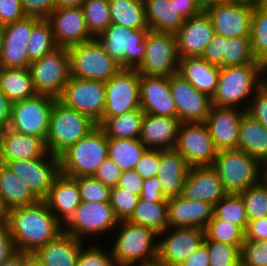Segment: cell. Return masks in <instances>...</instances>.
Listing matches in <instances>:
<instances>
[{"label":"cell","mask_w":267,"mask_h":266,"mask_svg":"<svg viewBox=\"0 0 267 266\" xmlns=\"http://www.w3.org/2000/svg\"><path fill=\"white\" fill-rule=\"evenodd\" d=\"M227 193L213 166L190 167L184 181L181 196L211 205L217 204Z\"/></svg>","instance_id":"cell-24"},{"label":"cell","mask_w":267,"mask_h":266,"mask_svg":"<svg viewBox=\"0 0 267 266\" xmlns=\"http://www.w3.org/2000/svg\"><path fill=\"white\" fill-rule=\"evenodd\" d=\"M10 209L6 206L3 197L0 195V227L8 224Z\"/></svg>","instance_id":"cell-68"},{"label":"cell","mask_w":267,"mask_h":266,"mask_svg":"<svg viewBox=\"0 0 267 266\" xmlns=\"http://www.w3.org/2000/svg\"><path fill=\"white\" fill-rule=\"evenodd\" d=\"M8 229L17 252L34 254L62 233V223L45 201L10 209Z\"/></svg>","instance_id":"cell-1"},{"label":"cell","mask_w":267,"mask_h":266,"mask_svg":"<svg viewBox=\"0 0 267 266\" xmlns=\"http://www.w3.org/2000/svg\"><path fill=\"white\" fill-rule=\"evenodd\" d=\"M181 121L177 118L145 113L140 140L148 149H174Z\"/></svg>","instance_id":"cell-28"},{"label":"cell","mask_w":267,"mask_h":266,"mask_svg":"<svg viewBox=\"0 0 267 266\" xmlns=\"http://www.w3.org/2000/svg\"><path fill=\"white\" fill-rule=\"evenodd\" d=\"M30 72L37 94L58 99L70 76V57L68 48L57 47L30 64Z\"/></svg>","instance_id":"cell-10"},{"label":"cell","mask_w":267,"mask_h":266,"mask_svg":"<svg viewBox=\"0 0 267 266\" xmlns=\"http://www.w3.org/2000/svg\"><path fill=\"white\" fill-rule=\"evenodd\" d=\"M160 167V149H147L138 160L135 170L143 178L155 177Z\"/></svg>","instance_id":"cell-53"},{"label":"cell","mask_w":267,"mask_h":266,"mask_svg":"<svg viewBox=\"0 0 267 266\" xmlns=\"http://www.w3.org/2000/svg\"><path fill=\"white\" fill-rule=\"evenodd\" d=\"M0 90L12 103L37 95L29 68L0 67Z\"/></svg>","instance_id":"cell-36"},{"label":"cell","mask_w":267,"mask_h":266,"mask_svg":"<svg viewBox=\"0 0 267 266\" xmlns=\"http://www.w3.org/2000/svg\"><path fill=\"white\" fill-rule=\"evenodd\" d=\"M149 30L176 33L184 24L176 0H144Z\"/></svg>","instance_id":"cell-33"},{"label":"cell","mask_w":267,"mask_h":266,"mask_svg":"<svg viewBox=\"0 0 267 266\" xmlns=\"http://www.w3.org/2000/svg\"><path fill=\"white\" fill-rule=\"evenodd\" d=\"M115 229L117 234L110 249L116 266H132L157 260L159 236L153 229L128 220L119 221Z\"/></svg>","instance_id":"cell-3"},{"label":"cell","mask_w":267,"mask_h":266,"mask_svg":"<svg viewBox=\"0 0 267 266\" xmlns=\"http://www.w3.org/2000/svg\"><path fill=\"white\" fill-rule=\"evenodd\" d=\"M17 253L7 225L0 227V265Z\"/></svg>","instance_id":"cell-62"},{"label":"cell","mask_w":267,"mask_h":266,"mask_svg":"<svg viewBox=\"0 0 267 266\" xmlns=\"http://www.w3.org/2000/svg\"><path fill=\"white\" fill-rule=\"evenodd\" d=\"M149 29H129L111 23L96 39L122 68H137L145 56Z\"/></svg>","instance_id":"cell-9"},{"label":"cell","mask_w":267,"mask_h":266,"mask_svg":"<svg viewBox=\"0 0 267 266\" xmlns=\"http://www.w3.org/2000/svg\"><path fill=\"white\" fill-rule=\"evenodd\" d=\"M167 207L168 201L148 202L140 198L128 221L151 228L160 234L168 228Z\"/></svg>","instance_id":"cell-40"},{"label":"cell","mask_w":267,"mask_h":266,"mask_svg":"<svg viewBox=\"0 0 267 266\" xmlns=\"http://www.w3.org/2000/svg\"><path fill=\"white\" fill-rule=\"evenodd\" d=\"M253 5L267 7V0H250Z\"/></svg>","instance_id":"cell-73"},{"label":"cell","mask_w":267,"mask_h":266,"mask_svg":"<svg viewBox=\"0 0 267 266\" xmlns=\"http://www.w3.org/2000/svg\"><path fill=\"white\" fill-rule=\"evenodd\" d=\"M0 266H25V253L17 252Z\"/></svg>","instance_id":"cell-66"},{"label":"cell","mask_w":267,"mask_h":266,"mask_svg":"<svg viewBox=\"0 0 267 266\" xmlns=\"http://www.w3.org/2000/svg\"><path fill=\"white\" fill-rule=\"evenodd\" d=\"M213 167L227 194H239L258 184L259 160L238 149L217 151Z\"/></svg>","instance_id":"cell-8"},{"label":"cell","mask_w":267,"mask_h":266,"mask_svg":"<svg viewBox=\"0 0 267 266\" xmlns=\"http://www.w3.org/2000/svg\"><path fill=\"white\" fill-rule=\"evenodd\" d=\"M55 100L54 97L37 94L32 98L12 103L9 128L45 141Z\"/></svg>","instance_id":"cell-13"},{"label":"cell","mask_w":267,"mask_h":266,"mask_svg":"<svg viewBox=\"0 0 267 266\" xmlns=\"http://www.w3.org/2000/svg\"><path fill=\"white\" fill-rule=\"evenodd\" d=\"M22 9L26 16L47 19L56 9L55 0H21Z\"/></svg>","instance_id":"cell-56"},{"label":"cell","mask_w":267,"mask_h":266,"mask_svg":"<svg viewBox=\"0 0 267 266\" xmlns=\"http://www.w3.org/2000/svg\"><path fill=\"white\" fill-rule=\"evenodd\" d=\"M132 266H165L163 263L159 262L158 260L149 262V263H142V264H135Z\"/></svg>","instance_id":"cell-72"},{"label":"cell","mask_w":267,"mask_h":266,"mask_svg":"<svg viewBox=\"0 0 267 266\" xmlns=\"http://www.w3.org/2000/svg\"><path fill=\"white\" fill-rule=\"evenodd\" d=\"M86 242L62 232L39 248L34 255L45 266H76L81 247Z\"/></svg>","instance_id":"cell-31"},{"label":"cell","mask_w":267,"mask_h":266,"mask_svg":"<svg viewBox=\"0 0 267 266\" xmlns=\"http://www.w3.org/2000/svg\"><path fill=\"white\" fill-rule=\"evenodd\" d=\"M213 217V205L187 200L181 195L168 198L167 222L169 228L204 229Z\"/></svg>","instance_id":"cell-26"},{"label":"cell","mask_w":267,"mask_h":266,"mask_svg":"<svg viewBox=\"0 0 267 266\" xmlns=\"http://www.w3.org/2000/svg\"><path fill=\"white\" fill-rule=\"evenodd\" d=\"M169 87L182 123L205 122L212 107L211 98L195 89L179 73L169 76Z\"/></svg>","instance_id":"cell-19"},{"label":"cell","mask_w":267,"mask_h":266,"mask_svg":"<svg viewBox=\"0 0 267 266\" xmlns=\"http://www.w3.org/2000/svg\"><path fill=\"white\" fill-rule=\"evenodd\" d=\"M178 73L199 92L212 98L216 91L220 67L208 63L202 57H183L180 58Z\"/></svg>","instance_id":"cell-32"},{"label":"cell","mask_w":267,"mask_h":266,"mask_svg":"<svg viewBox=\"0 0 267 266\" xmlns=\"http://www.w3.org/2000/svg\"><path fill=\"white\" fill-rule=\"evenodd\" d=\"M225 41L226 37L215 33L201 57L210 64L224 67Z\"/></svg>","instance_id":"cell-55"},{"label":"cell","mask_w":267,"mask_h":266,"mask_svg":"<svg viewBox=\"0 0 267 266\" xmlns=\"http://www.w3.org/2000/svg\"><path fill=\"white\" fill-rule=\"evenodd\" d=\"M139 196L142 200L148 202L168 201V199L162 194V188L157 176L144 179L143 189L141 190Z\"/></svg>","instance_id":"cell-60"},{"label":"cell","mask_w":267,"mask_h":266,"mask_svg":"<svg viewBox=\"0 0 267 266\" xmlns=\"http://www.w3.org/2000/svg\"><path fill=\"white\" fill-rule=\"evenodd\" d=\"M200 6L205 10L208 6L213 4L229 3L236 0H197Z\"/></svg>","instance_id":"cell-71"},{"label":"cell","mask_w":267,"mask_h":266,"mask_svg":"<svg viewBox=\"0 0 267 266\" xmlns=\"http://www.w3.org/2000/svg\"><path fill=\"white\" fill-rule=\"evenodd\" d=\"M258 183L267 188V158L259 161Z\"/></svg>","instance_id":"cell-67"},{"label":"cell","mask_w":267,"mask_h":266,"mask_svg":"<svg viewBox=\"0 0 267 266\" xmlns=\"http://www.w3.org/2000/svg\"><path fill=\"white\" fill-rule=\"evenodd\" d=\"M140 108V74L135 68H121L105 82L102 118L116 117Z\"/></svg>","instance_id":"cell-12"},{"label":"cell","mask_w":267,"mask_h":266,"mask_svg":"<svg viewBox=\"0 0 267 266\" xmlns=\"http://www.w3.org/2000/svg\"><path fill=\"white\" fill-rule=\"evenodd\" d=\"M48 153L42 138L22 134L9 127L0 133V162L30 160Z\"/></svg>","instance_id":"cell-27"},{"label":"cell","mask_w":267,"mask_h":266,"mask_svg":"<svg viewBox=\"0 0 267 266\" xmlns=\"http://www.w3.org/2000/svg\"><path fill=\"white\" fill-rule=\"evenodd\" d=\"M85 0H55L56 9L67 7H80Z\"/></svg>","instance_id":"cell-69"},{"label":"cell","mask_w":267,"mask_h":266,"mask_svg":"<svg viewBox=\"0 0 267 266\" xmlns=\"http://www.w3.org/2000/svg\"><path fill=\"white\" fill-rule=\"evenodd\" d=\"M237 149L259 161L267 158V128L246 112L240 121Z\"/></svg>","instance_id":"cell-34"},{"label":"cell","mask_w":267,"mask_h":266,"mask_svg":"<svg viewBox=\"0 0 267 266\" xmlns=\"http://www.w3.org/2000/svg\"><path fill=\"white\" fill-rule=\"evenodd\" d=\"M174 149L190 167L213 166L217 154L204 122L181 123Z\"/></svg>","instance_id":"cell-15"},{"label":"cell","mask_w":267,"mask_h":266,"mask_svg":"<svg viewBox=\"0 0 267 266\" xmlns=\"http://www.w3.org/2000/svg\"><path fill=\"white\" fill-rule=\"evenodd\" d=\"M122 171L107 157L99 166L93 177L109 187L117 186Z\"/></svg>","instance_id":"cell-57"},{"label":"cell","mask_w":267,"mask_h":266,"mask_svg":"<svg viewBox=\"0 0 267 266\" xmlns=\"http://www.w3.org/2000/svg\"><path fill=\"white\" fill-rule=\"evenodd\" d=\"M4 27L2 24H0V54H1V49L3 46V41H4Z\"/></svg>","instance_id":"cell-75"},{"label":"cell","mask_w":267,"mask_h":266,"mask_svg":"<svg viewBox=\"0 0 267 266\" xmlns=\"http://www.w3.org/2000/svg\"><path fill=\"white\" fill-rule=\"evenodd\" d=\"M113 208L109 202L82 201L79 207L62 224V232L71 234L75 238L85 241L86 238H97L111 234L118 226ZM114 230V231H113Z\"/></svg>","instance_id":"cell-6"},{"label":"cell","mask_w":267,"mask_h":266,"mask_svg":"<svg viewBox=\"0 0 267 266\" xmlns=\"http://www.w3.org/2000/svg\"><path fill=\"white\" fill-rule=\"evenodd\" d=\"M108 137L97 125L59 156L60 172L74 178L93 176L108 157Z\"/></svg>","instance_id":"cell-5"},{"label":"cell","mask_w":267,"mask_h":266,"mask_svg":"<svg viewBox=\"0 0 267 266\" xmlns=\"http://www.w3.org/2000/svg\"><path fill=\"white\" fill-rule=\"evenodd\" d=\"M68 52L71 77L106 82L122 68L96 38L69 47Z\"/></svg>","instance_id":"cell-7"},{"label":"cell","mask_w":267,"mask_h":266,"mask_svg":"<svg viewBox=\"0 0 267 266\" xmlns=\"http://www.w3.org/2000/svg\"><path fill=\"white\" fill-rule=\"evenodd\" d=\"M176 6L178 14L184 20L199 15L204 10L197 0H176Z\"/></svg>","instance_id":"cell-63"},{"label":"cell","mask_w":267,"mask_h":266,"mask_svg":"<svg viewBox=\"0 0 267 266\" xmlns=\"http://www.w3.org/2000/svg\"><path fill=\"white\" fill-rule=\"evenodd\" d=\"M205 239L228 244L231 246H242L245 241V231L228 221L210 219L204 228Z\"/></svg>","instance_id":"cell-44"},{"label":"cell","mask_w":267,"mask_h":266,"mask_svg":"<svg viewBox=\"0 0 267 266\" xmlns=\"http://www.w3.org/2000/svg\"><path fill=\"white\" fill-rule=\"evenodd\" d=\"M0 195L9 209L40 201L28 185L11 172L6 163L2 162H0Z\"/></svg>","instance_id":"cell-35"},{"label":"cell","mask_w":267,"mask_h":266,"mask_svg":"<svg viewBox=\"0 0 267 266\" xmlns=\"http://www.w3.org/2000/svg\"><path fill=\"white\" fill-rule=\"evenodd\" d=\"M58 100L98 123L105 109V82L70 77Z\"/></svg>","instance_id":"cell-14"},{"label":"cell","mask_w":267,"mask_h":266,"mask_svg":"<svg viewBox=\"0 0 267 266\" xmlns=\"http://www.w3.org/2000/svg\"><path fill=\"white\" fill-rule=\"evenodd\" d=\"M41 19L25 16L4 27V41L0 54L1 68H29L31 61L27 53L28 40L33 27Z\"/></svg>","instance_id":"cell-20"},{"label":"cell","mask_w":267,"mask_h":266,"mask_svg":"<svg viewBox=\"0 0 267 266\" xmlns=\"http://www.w3.org/2000/svg\"><path fill=\"white\" fill-rule=\"evenodd\" d=\"M21 0H0V24L6 26L25 17Z\"/></svg>","instance_id":"cell-58"},{"label":"cell","mask_w":267,"mask_h":266,"mask_svg":"<svg viewBox=\"0 0 267 266\" xmlns=\"http://www.w3.org/2000/svg\"><path fill=\"white\" fill-rule=\"evenodd\" d=\"M81 7L90 35L97 38L111 24L109 0H85Z\"/></svg>","instance_id":"cell-42"},{"label":"cell","mask_w":267,"mask_h":266,"mask_svg":"<svg viewBox=\"0 0 267 266\" xmlns=\"http://www.w3.org/2000/svg\"><path fill=\"white\" fill-rule=\"evenodd\" d=\"M58 47H72L94 39L85 23L82 7L55 9L47 18Z\"/></svg>","instance_id":"cell-21"},{"label":"cell","mask_w":267,"mask_h":266,"mask_svg":"<svg viewBox=\"0 0 267 266\" xmlns=\"http://www.w3.org/2000/svg\"><path fill=\"white\" fill-rule=\"evenodd\" d=\"M57 47L50 22L47 19H41L33 27L28 40L27 53L29 60L32 62L40 59Z\"/></svg>","instance_id":"cell-41"},{"label":"cell","mask_w":267,"mask_h":266,"mask_svg":"<svg viewBox=\"0 0 267 266\" xmlns=\"http://www.w3.org/2000/svg\"><path fill=\"white\" fill-rule=\"evenodd\" d=\"M248 221L267 216V188L258 184L250 186L241 193Z\"/></svg>","instance_id":"cell-48"},{"label":"cell","mask_w":267,"mask_h":266,"mask_svg":"<svg viewBox=\"0 0 267 266\" xmlns=\"http://www.w3.org/2000/svg\"><path fill=\"white\" fill-rule=\"evenodd\" d=\"M145 44V56L136 68L139 74L169 77L178 73L180 57L174 33L149 30Z\"/></svg>","instance_id":"cell-11"},{"label":"cell","mask_w":267,"mask_h":266,"mask_svg":"<svg viewBox=\"0 0 267 266\" xmlns=\"http://www.w3.org/2000/svg\"><path fill=\"white\" fill-rule=\"evenodd\" d=\"M5 163L12 173L28 185L40 201L47 198L56 176L60 173L59 157L49 152L42 158Z\"/></svg>","instance_id":"cell-18"},{"label":"cell","mask_w":267,"mask_h":266,"mask_svg":"<svg viewBox=\"0 0 267 266\" xmlns=\"http://www.w3.org/2000/svg\"><path fill=\"white\" fill-rule=\"evenodd\" d=\"M250 40L256 60L267 64V7L254 5Z\"/></svg>","instance_id":"cell-46"},{"label":"cell","mask_w":267,"mask_h":266,"mask_svg":"<svg viewBox=\"0 0 267 266\" xmlns=\"http://www.w3.org/2000/svg\"><path fill=\"white\" fill-rule=\"evenodd\" d=\"M148 148L140 139H118L108 137V157L124 172L133 170Z\"/></svg>","instance_id":"cell-39"},{"label":"cell","mask_w":267,"mask_h":266,"mask_svg":"<svg viewBox=\"0 0 267 266\" xmlns=\"http://www.w3.org/2000/svg\"><path fill=\"white\" fill-rule=\"evenodd\" d=\"M44 201L53 215L63 224L82 202L77 178L60 172Z\"/></svg>","instance_id":"cell-29"},{"label":"cell","mask_w":267,"mask_h":266,"mask_svg":"<svg viewBox=\"0 0 267 266\" xmlns=\"http://www.w3.org/2000/svg\"><path fill=\"white\" fill-rule=\"evenodd\" d=\"M262 64L253 54L250 36L230 37L225 41L224 67Z\"/></svg>","instance_id":"cell-45"},{"label":"cell","mask_w":267,"mask_h":266,"mask_svg":"<svg viewBox=\"0 0 267 266\" xmlns=\"http://www.w3.org/2000/svg\"><path fill=\"white\" fill-rule=\"evenodd\" d=\"M12 102L0 90V133L9 127L11 121Z\"/></svg>","instance_id":"cell-64"},{"label":"cell","mask_w":267,"mask_h":266,"mask_svg":"<svg viewBox=\"0 0 267 266\" xmlns=\"http://www.w3.org/2000/svg\"><path fill=\"white\" fill-rule=\"evenodd\" d=\"M111 23L129 29H149L144 0H109Z\"/></svg>","instance_id":"cell-37"},{"label":"cell","mask_w":267,"mask_h":266,"mask_svg":"<svg viewBox=\"0 0 267 266\" xmlns=\"http://www.w3.org/2000/svg\"><path fill=\"white\" fill-rule=\"evenodd\" d=\"M209 263L210 261L207 247L202 244L191 257L178 266H209Z\"/></svg>","instance_id":"cell-65"},{"label":"cell","mask_w":267,"mask_h":266,"mask_svg":"<svg viewBox=\"0 0 267 266\" xmlns=\"http://www.w3.org/2000/svg\"><path fill=\"white\" fill-rule=\"evenodd\" d=\"M190 166L175 149L160 150V167L157 178L165 198L181 195Z\"/></svg>","instance_id":"cell-30"},{"label":"cell","mask_w":267,"mask_h":266,"mask_svg":"<svg viewBox=\"0 0 267 266\" xmlns=\"http://www.w3.org/2000/svg\"><path fill=\"white\" fill-rule=\"evenodd\" d=\"M240 252L241 266H267V240L244 241Z\"/></svg>","instance_id":"cell-52"},{"label":"cell","mask_w":267,"mask_h":266,"mask_svg":"<svg viewBox=\"0 0 267 266\" xmlns=\"http://www.w3.org/2000/svg\"><path fill=\"white\" fill-rule=\"evenodd\" d=\"M213 216L216 219L240 226L244 231L247 229V212L239 194H226L213 206Z\"/></svg>","instance_id":"cell-43"},{"label":"cell","mask_w":267,"mask_h":266,"mask_svg":"<svg viewBox=\"0 0 267 266\" xmlns=\"http://www.w3.org/2000/svg\"><path fill=\"white\" fill-rule=\"evenodd\" d=\"M143 182L144 179L136 172L135 169L127 170L121 173L117 187L126 189L139 196L141 190L143 189Z\"/></svg>","instance_id":"cell-59"},{"label":"cell","mask_w":267,"mask_h":266,"mask_svg":"<svg viewBox=\"0 0 267 266\" xmlns=\"http://www.w3.org/2000/svg\"><path fill=\"white\" fill-rule=\"evenodd\" d=\"M254 5L250 0L213 4L205 11L211 18L216 34L226 38L251 36Z\"/></svg>","instance_id":"cell-16"},{"label":"cell","mask_w":267,"mask_h":266,"mask_svg":"<svg viewBox=\"0 0 267 266\" xmlns=\"http://www.w3.org/2000/svg\"><path fill=\"white\" fill-rule=\"evenodd\" d=\"M81 201L109 202L111 187L104 185L93 176L77 178Z\"/></svg>","instance_id":"cell-50"},{"label":"cell","mask_w":267,"mask_h":266,"mask_svg":"<svg viewBox=\"0 0 267 266\" xmlns=\"http://www.w3.org/2000/svg\"><path fill=\"white\" fill-rule=\"evenodd\" d=\"M140 106L144 113L177 117L169 77L140 74Z\"/></svg>","instance_id":"cell-25"},{"label":"cell","mask_w":267,"mask_h":266,"mask_svg":"<svg viewBox=\"0 0 267 266\" xmlns=\"http://www.w3.org/2000/svg\"><path fill=\"white\" fill-rule=\"evenodd\" d=\"M96 126L97 123L90 117L65 106L56 99L51 110L49 130L45 140L48 152L59 157Z\"/></svg>","instance_id":"cell-4"},{"label":"cell","mask_w":267,"mask_h":266,"mask_svg":"<svg viewBox=\"0 0 267 266\" xmlns=\"http://www.w3.org/2000/svg\"><path fill=\"white\" fill-rule=\"evenodd\" d=\"M140 196L121 189L117 186L111 188L109 203L119 221L128 220L136 208Z\"/></svg>","instance_id":"cell-49"},{"label":"cell","mask_w":267,"mask_h":266,"mask_svg":"<svg viewBox=\"0 0 267 266\" xmlns=\"http://www.w3.org/2000/svg\"><path fill=\"white\" fill-rule=\"evenodd\" d=\"M267 240V216L248 221L245 231V241Z\"/></svg>","instance_id":"cell-61"},{"label":"cell","mask_w":267,"mask_h":266,"mask_svg":"<svg viewBox=\"0 0 267 266\" xmlns=\"http://www.w3.org/2000/svg\"><path fill=\"white\" fill-rule=\"evenodd\" d=\"M245 112L242 109L212 105L204 123L217 151L237 149L240 121Z\"/></svg>","instance_id":"cell-23"},{"label":"cell","mask_w":267,"mask_h":266,"mask_svg":"<svg viewBox=\"0 0 267 266\" xmlns=\"http://www.w3.org/2000/svg\"><path fill=\"white\" fill-rule=\"evenodd\" d=\"M25 266H45L34 254L25 253Z\"/></svg>","instance_id":"cell-70"},{"label":"cell","mask_w":267,"mask_h":266,"mask_svg":"<svg viewBox=\"0 0 267 266\" xmlns=\"http://www.w3.org/2000/svg\"><path fill=\"white\" fill-rule=\"evenodd\" d=\"M100 244V245H99ZM89 241L81 247L76 266H116L111 251L102 248L101 243ZM106 251V252H104Z\"/></svg>","instance_id":"cell-51"},{"label":"cell","mask_w":267,"mask_h":266,"mask_svg":"<svg viewBox=\"0 0 267 266\" xmlns=\"http://www.w3.org/2000/svg\"><path fill=\"white\" fill-rule=\"evenodd\" d=\"M262 84L263 64L220 67V75L211 103L216 107L237 108L246 111L250 99ZM245 103L246 105H244Z\"/></svg>","instance_id":"cell-2"},{"label":"cell","mask_w":267,"mask_h":266,"mask_svg":"<svg viewBox=\"0 0 267 266\" xmlns=\"http://www.w3.org/2000/svg\"><path fill=\"white\" fill-rule=\"evenodd\" d=\"M264 87L267 89V64L263 65V84Z\"/></svg>","instance_id":"cell-74"},{"label":"cell","mask_w":267,"mask_h":266,"mask_svg":"<svg viewBox=\"0 0 267 266\" xmlns=\"http://www.w3.org/2000/svg\"><path fill=\"white\" fill-rule=\"evenodd\" d=\"M214 34L211 18L205 10L185 20L175 33L179 57H201Z\"/></svg>","instance_id":"cell-22"},{"label":"cell","mask_w":267,"mask_h":266,"mask_svg":"<svg viewBox=\"0 0 267 266\" xmlns=\"http://www.w3.org/2000/svg\"><path fill=\"white\" fill-rule=\"evenodd\" d=\"M208 250L209 266H241V246H231L213 240H204Z\"/></svg>","instance_id":"cell-47"},{"label":"cell","mask_w":267,"mask_h":266,"mask_svg":"<svg viewBox=\"0 0 267 266\" xmlns=\"http://www.w3.org/2000/svg\"><path fill=\"white\" fill-rule=\"evenodd\" d=\"M144 114L140 108L116 117L101 118L97 125L110 138L140 139Z\"/></svg>","instance_id":"cell-38"},{"label":"cell","mask_w":267,"mask_h":266,"mask_svg":"<svg viewBox=\"0 0 267 266\" xmlns=\"http://www.w3.org/2000/svg\"><path fill=\"white\" fill-rule=\"evenodd\" d=\"M158 236L160 239H158L157 260L165 266H178L186 261L199 249L205 239L204 229L185 227H168Z\"/></svg>","instance_id":"cell-17"},{"label":"cell","mask_w":267,"mask_h":266,"mask_svg":"<svg viewBox=\"0 0 267 266\" xmlns=\"http://www.w3.org/2000/svg\"><path fill=\"white\" fill-rule=\"evenodd\" d=\"M246 113L267 128V89L263 85L256 91Z\"/></svg>","instance_id":"cell-54"}]
</instances>
